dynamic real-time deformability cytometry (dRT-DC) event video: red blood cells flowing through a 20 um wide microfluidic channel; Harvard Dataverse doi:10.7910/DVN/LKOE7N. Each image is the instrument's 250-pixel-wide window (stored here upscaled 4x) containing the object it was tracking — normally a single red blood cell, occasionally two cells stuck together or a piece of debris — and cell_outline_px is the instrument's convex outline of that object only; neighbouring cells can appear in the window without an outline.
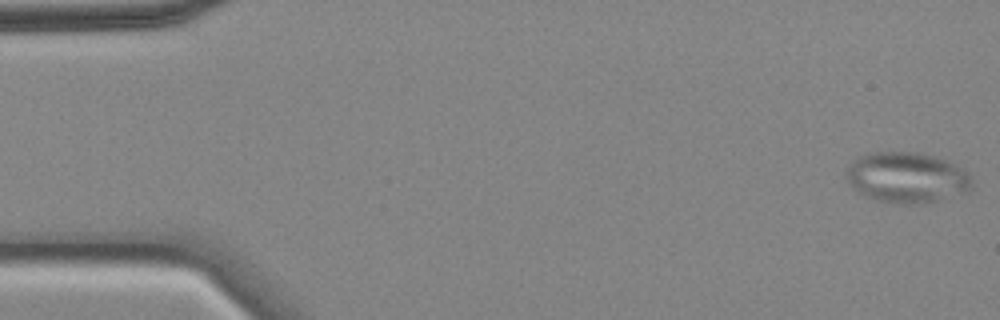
{"species": "common noctule bat (a hibernating species)", "species_latin": "Nyctalus noctula", "temperature_condition": "cold", "stored_images_in_passage": 57, "camera_frame_rate_fps": 3000, "um_per_image_px": 0.085, "animal": {"sex": "female", "body_mass_g": 18.4}, "frame": {"image": 1, "passage_image": 1, "time_ms": 0.0, "image_size_px": [1000, 320], "cell_outline_px": [[972, 188], [968, 192], [924, 204], [896, 204], [876, 200], [864, 196], [848, 184], [844, 172], [848, 164], [856, 156], [872, 152], [920, 152], [944, 160], [968, 172], [972, 180]], "centroid_in_image_um": [77.02, 15.1], "position_along_channel_um": 8.0, "area_um2": 37.63}}